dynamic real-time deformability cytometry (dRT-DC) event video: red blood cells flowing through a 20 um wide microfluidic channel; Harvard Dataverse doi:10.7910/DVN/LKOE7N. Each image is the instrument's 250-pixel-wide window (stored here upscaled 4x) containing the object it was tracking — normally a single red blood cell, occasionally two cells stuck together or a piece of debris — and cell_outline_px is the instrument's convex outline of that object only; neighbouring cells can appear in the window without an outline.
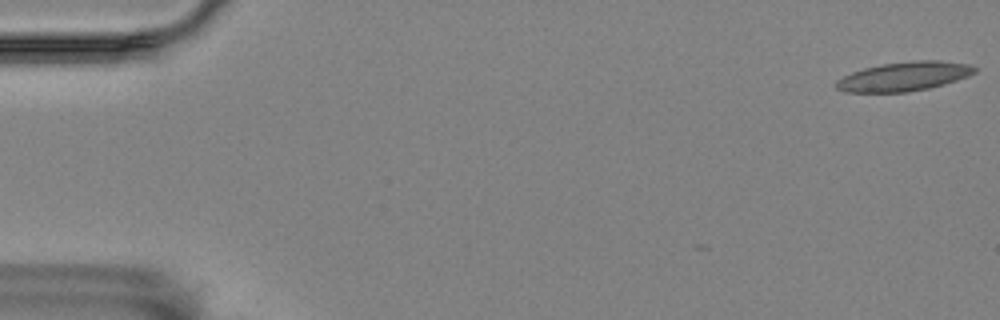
{"species": "Egyptian fruit bat (a non-hibernating species)", "species_latin": "Rousettus aegyptiacus", "temperature_condition": "room temperature", "stored_images_in_passage": 20, "camera_frame_rate_fps": 3000, "um_per_image_px": 0.085, "animal": {"sex": "female"}, "frame": {"image": 1, "passage_image": 1, "time_ms": 0.0, "image_size_px": [1000, 320], "cell_outline_px": [[980, 68], [976, 72], [968, 76], [944, 84], [928, 88], [908, 92], [844, 92], [836, 88], [832, 84], [836, 80], [852, 72], [864, 68], [880, 64], [912, 60], [940, 60], [972, 64]], "centroid_in_image_um": [76.86, 6.48], "position_along_channel_um": 8.1, "area_um2": 23.87}}